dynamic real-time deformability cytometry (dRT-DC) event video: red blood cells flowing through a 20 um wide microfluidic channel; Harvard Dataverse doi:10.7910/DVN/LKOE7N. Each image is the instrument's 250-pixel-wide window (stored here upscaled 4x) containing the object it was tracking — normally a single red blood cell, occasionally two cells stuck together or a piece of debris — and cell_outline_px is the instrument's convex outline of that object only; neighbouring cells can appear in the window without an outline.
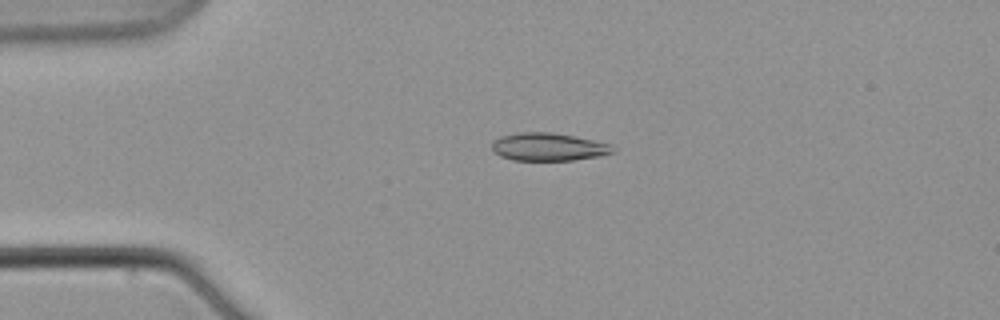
{"species": "common noctule bat (a hibernating species)", "species_latin": "Nyctalus noctula", "temperature_condition": "warm", "stored_images_in_passage": 6, "camera_frame_rate_fps": 3000, "um_per_image_px": 0.085, "animal": {"sex": "male", "body_mass_g": 21.5, "forearm_length_mm": 52.0}, "frame": {"image": 1, "passage_image": 3, "time_ms": 2.333, "image_size_px": [1000, 320], "cell_outline_px": [[616, 152], [600, 156], [572, 160], [512, 160], [500, 156], [492, 148], [492, 144], [500, 136], [516, 132], [552, 132], [592, 140], [608, 144], [616, 148]], "centroid_in_image_um": [46.62, 12.48], "position_along_channel_um": 38.4, "area_um2": 19.54}}
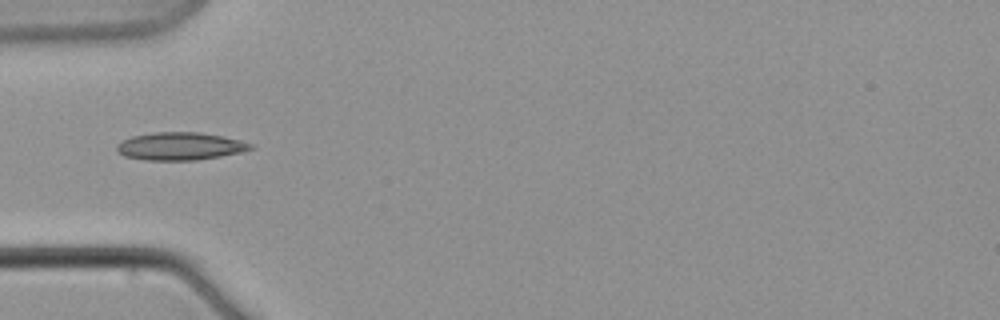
{"frame": {"image": 2, "passage_image": 5, "time_ms": 4.667, "image_size_px": [1000, 320], "cell_outline_px": [[256, 148], [240, 152], [220, 156], [196, 160], [144, 160], [124, 156], [116, 152], [116, 148], [124, 140], [132, 136], [152, 132], [200, 132], [240, 140], [252, 144]], "centroid_in_image_um": [15.3, 12.43], "position_along_channel_um": 69.7, "area_um2": 21.56}}